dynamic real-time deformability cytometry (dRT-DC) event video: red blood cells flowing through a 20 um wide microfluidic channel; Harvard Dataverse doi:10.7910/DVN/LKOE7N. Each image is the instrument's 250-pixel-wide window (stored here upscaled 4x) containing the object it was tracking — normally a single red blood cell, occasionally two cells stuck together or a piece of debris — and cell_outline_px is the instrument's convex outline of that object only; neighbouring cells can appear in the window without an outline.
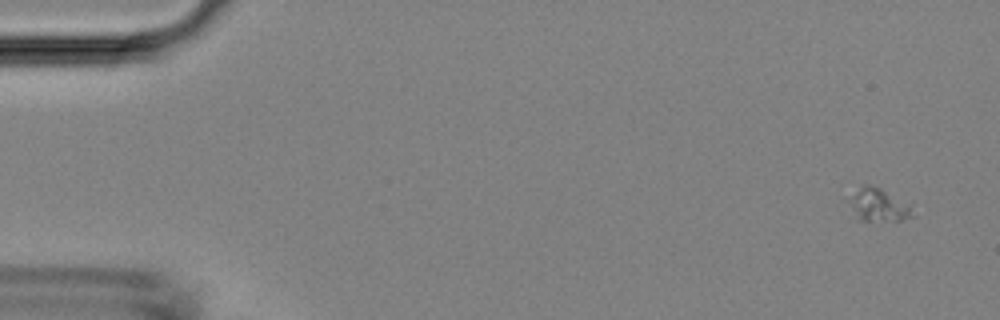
{"species": "Egyptian fruit bat (a non-hibernating species)", "species_latin": "Rousettus aegyptiacus", "temperature_condition": "room temperature", "stored_images_in_passage": 7, "camera_frame_rate_fps": 3000, "um_per_image_px": 0.085, "animal": {"sex": "female"}, "frame": {"image": 1, "passage_image": 1, "time_ms": 0.0, "image_size_px": [1000, 320], "cell_outline_px": [[916, 216], [900, 220], [856, 220], [848, 200], [860, 184], [868, 184], [880, 188], [912, 204]], "centroid_in_image_um": [74.7, 17.41], "position_along_channel_um": 10.3, "area_um2": 12.48}}
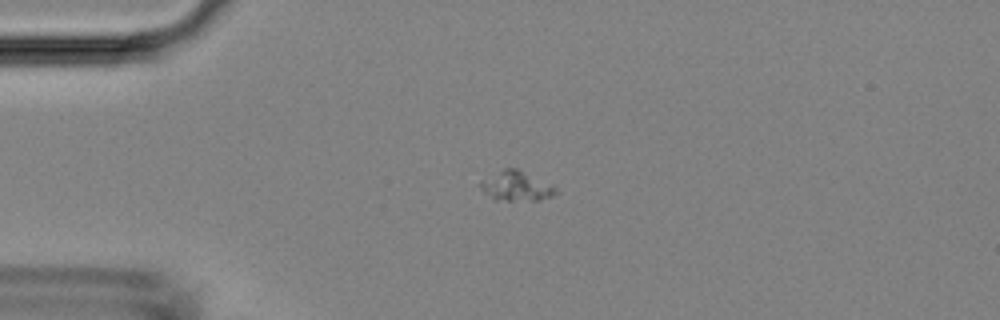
{"frame": {"image": 2, "passage_image": 4, "time_ms": 3.333, "image_size_px": [1000, 320], "cell_outline_px": [[560, 192], [552, 196], [540, 200], [492, 200], [480, 188], [480, 180], [504, 168], [516, 168], [552, 184]], "centroid_in_image_um": [43.88, 15.82], "position_along_channel_um": 41.1, "area_um2": 13.18}}
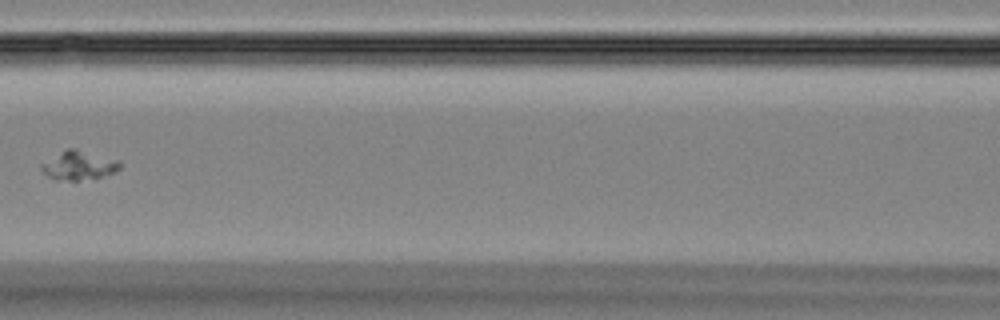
{"frame": {"image": 3, "passage_image": 7, "time_ms": 7.0, "image_size_px": [1000, 320], "cell_outline_px": [[120, 168], [116, 172], [100, 176], [76, 180], [52, 180], [40, 168], [40, 164], [64, 148], [72, 148], [120, 160]], "centroid_in_image_um": [6.66, 14.05], "position_along_channel_um": 159.9, "area_um2": 13.18}}